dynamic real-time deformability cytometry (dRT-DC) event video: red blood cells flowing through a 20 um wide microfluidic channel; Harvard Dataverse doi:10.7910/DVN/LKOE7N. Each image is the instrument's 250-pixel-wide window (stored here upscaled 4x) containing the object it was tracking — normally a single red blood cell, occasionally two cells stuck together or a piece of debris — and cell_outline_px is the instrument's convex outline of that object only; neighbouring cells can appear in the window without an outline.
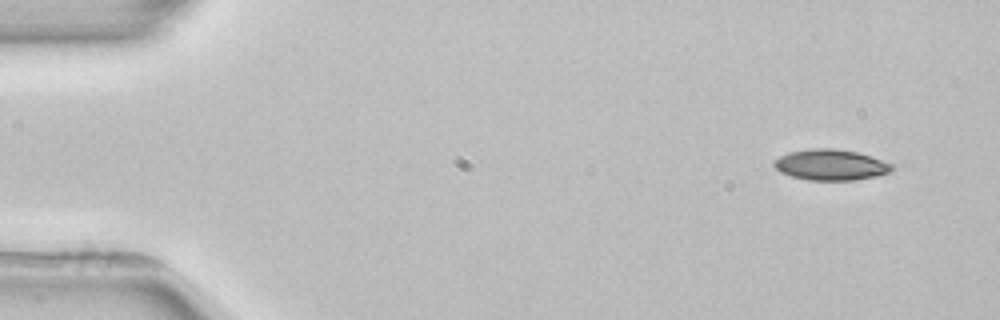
{"species": "common noctule bat (a hibernating species)", "species_latin": "Nyctalus noctula", "temperature_condition": "room temperature", "stored_images_in_passage": 4, "camera_frame_rate_fps": 3000, "um_per_image_px": 0.085, "animal": {"sex": "female", "body_mass_g": 22.7, "forearm_length_mm": 54.2}, "frame": {"image": 1, "passage_image": 1, "time_ms": 0.0, "image_size_px": [1000, 320], "cell_outline_px": [[892, 168], [888, 172], [876, 176], [852, 180], [808, 180], [792, 176], [780, 172], [772, 164], [780, 156], [788, 152], [812, 148], [832, 148], [856, 152], [892, 164]], "centroid_in_image_um": [70.56, 14.01], "position_along_channel_um": 14.4, "area_um2": 20.81}}
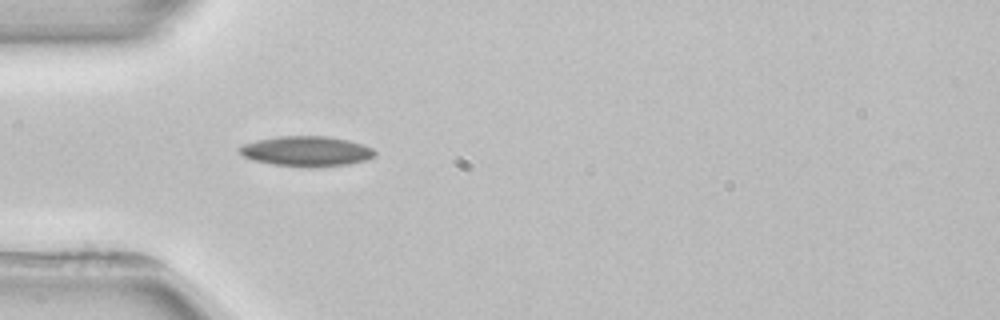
{"frame": {"image": 2, "passage_image": 4, "time_ms": 4.0, "image_size_px": [1000, 320], "cell_outline_px": [[376, 156], [368, 160], [348, 164], [316, 168], [272, 164], [252, 160], [244, 156], [236, 148], [244, 144], [256, 140], [280, 136], [328, 136], [348, 140], [364, 144], [372, 148], [376, 152]], "centroid_in_image_um": [26.08, 12.86], "position_along_channel_um": 58.9, "area_um2": 24.04}}